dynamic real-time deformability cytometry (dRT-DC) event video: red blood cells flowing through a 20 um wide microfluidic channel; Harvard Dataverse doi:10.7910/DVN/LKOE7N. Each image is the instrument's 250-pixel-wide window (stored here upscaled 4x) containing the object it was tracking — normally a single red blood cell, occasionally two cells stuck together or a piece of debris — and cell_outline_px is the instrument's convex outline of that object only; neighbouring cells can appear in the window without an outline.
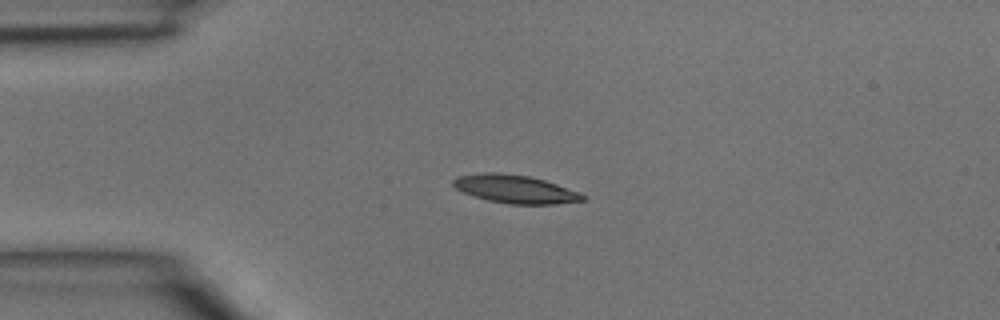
{"species": "common noctule bat (a hibernating species)", "species_latin": "Nyctalus noctula", "temperature_condition": "room temperature", "stored_images_in_passage": 3, "camera_frame_rate_fps": 3000, "um_per_image_px": 0.085, "animal": {"sex": "male", "body_mass_g": 15.6}, "frame": {"image": 1, "passage_image": 2, "time_ms": 0.333, "image_size_px": [1000, 320], "cell_outline_px": [[588, 196], [584, 200], [556, 204], [508, 204], [488, 200], [464, 192], [456, 188], [452, 184], [452, 180], [456, 176], [484, 172], [500, 172], [528, 176], [544, 180], [556, 184]], "centroid_in_image_um": [43.77, 16.06], "position_along_channel_um": 41.2, "area_um2": 21.15}}